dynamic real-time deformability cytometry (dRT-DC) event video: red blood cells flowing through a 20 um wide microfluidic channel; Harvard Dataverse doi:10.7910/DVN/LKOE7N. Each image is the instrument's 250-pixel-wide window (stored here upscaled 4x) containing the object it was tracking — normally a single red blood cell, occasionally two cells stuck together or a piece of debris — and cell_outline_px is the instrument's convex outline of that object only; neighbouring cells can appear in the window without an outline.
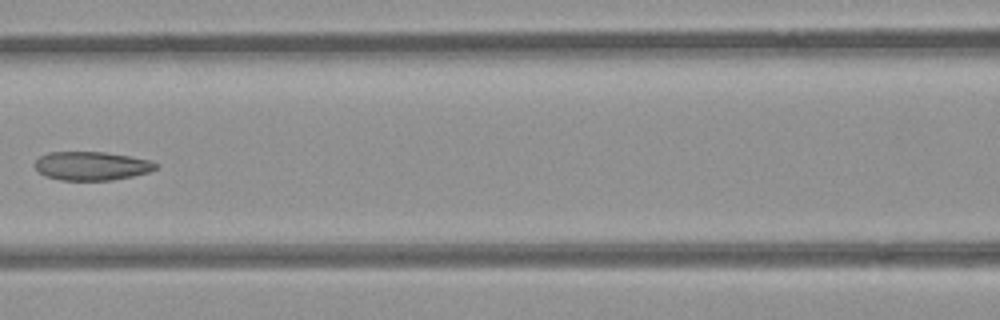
{"species": "common noctule bat (a hibernating species)", "species_latin": "Nyctalus noctula", "temperature_condition": "room temperature", "stored_images_in_passage": 8, "camera_frame_rate_fps": 3000, "um_per_image_px": 0.085, "animal": {"sex": "female", "body_mass_g": 21.9}, "frame": {"image": 1, "passage_image": 6, "time_ms": 6.0, "image_size_px": [1000, 320], "cell_outline_px": [[156, 168], [148, 172], [132, 176], [112, 180], [60, 180], [44, 176], [32, 164], [40, 156], [48, 152], [104, 152], [128, 156], [148, 160], [156, 164]], "centroid_in_image_um": [7.72, 14.1], "position_along_channel_um": 158.9, "area_um2": 20.06}}
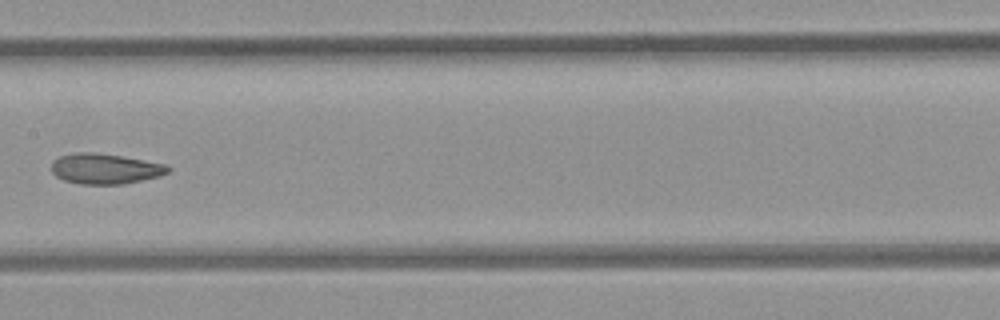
{"frame": {"image": 2, "passage_image": 7, "time_ms": 7.0, "image_size_px": [1000, 320], "cell_outline_px": [[172, 168], [168, 172], [160, 176], [124, 184], [80, 184], [64, 180], [56, 176], [52, 172], [52, 160], [60, 156], [76, 152], [96, 152], [168, 164]], "centroid_in_image_um": [8.95, 14.34], "position_along_channel_um": 198.5, "area_um2": 20.75}}
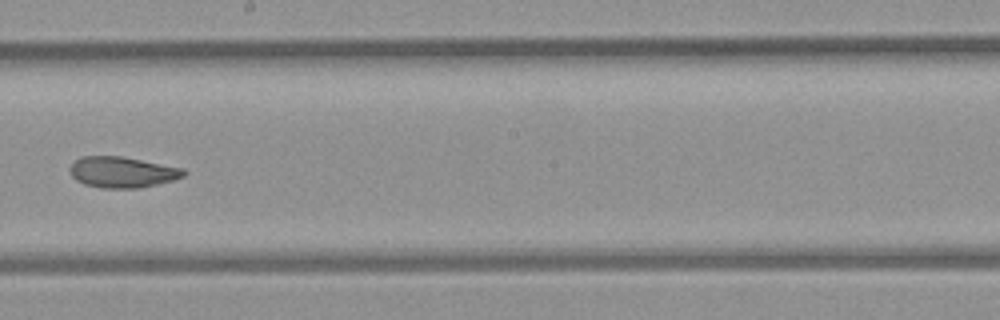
{"frame": {"image": 3, "passage_image": 8, "time_ms": 8.0, "image_size_px": [1000, 320], "cell_outline_px": [[188, 172], [184, 176], [172, 180], [140, 188], [100, 188], [84, 184], [76, 180], [72, 176], [68, 168], [80, 156], [124, 156], [184, 168]], "centroid_in_image_um": [10.4, 14.62], "position_along_channel_um": 237.8, "area_um2": 20.69}}